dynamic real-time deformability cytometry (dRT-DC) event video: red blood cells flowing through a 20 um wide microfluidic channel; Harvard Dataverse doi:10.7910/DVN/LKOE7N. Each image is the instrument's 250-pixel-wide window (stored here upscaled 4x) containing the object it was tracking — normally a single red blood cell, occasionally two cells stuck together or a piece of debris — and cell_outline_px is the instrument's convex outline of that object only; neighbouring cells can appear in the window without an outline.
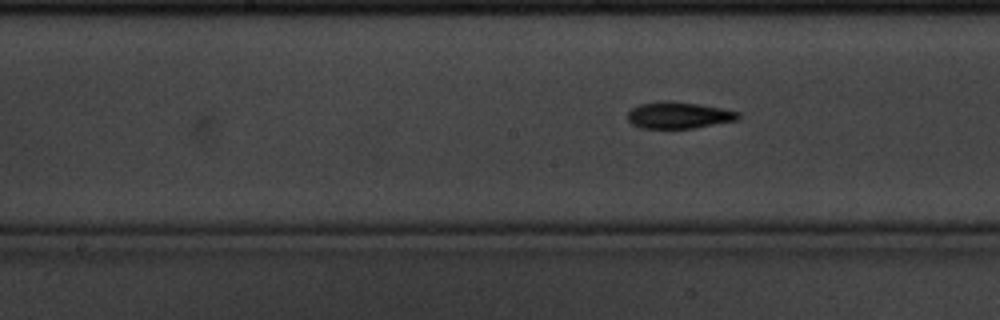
{"species": "common noctule bat (a hibernating species)", "species_latin": "Nyctalus noctula", "temperature_condition": "cold", "stored_images_in_passage": 9, "camera_frame_rate_fps": 3000, "um_per_image_px": 0.085, "animal": {"sex": "male", "body_mass_g": 20.1, "forearm_length_mm": 53.5}, "frame": {"image": 1, "passage_image": 9, "time_ms": 2.667, "image_size_px": [1000, 320], "cell_outline_px": [[740, 116], [736, 120], [692, 128], [640, 128], [632, 124], [628, 120], [628, 112], [632, 108], [640, 104], [660, 100], [668, 100], [700, 104], [740, 112]], "centroid_in_image_um": [57.65, 9.78], "position_along_channel_um": 190.5, "area_um2": 17.11}}